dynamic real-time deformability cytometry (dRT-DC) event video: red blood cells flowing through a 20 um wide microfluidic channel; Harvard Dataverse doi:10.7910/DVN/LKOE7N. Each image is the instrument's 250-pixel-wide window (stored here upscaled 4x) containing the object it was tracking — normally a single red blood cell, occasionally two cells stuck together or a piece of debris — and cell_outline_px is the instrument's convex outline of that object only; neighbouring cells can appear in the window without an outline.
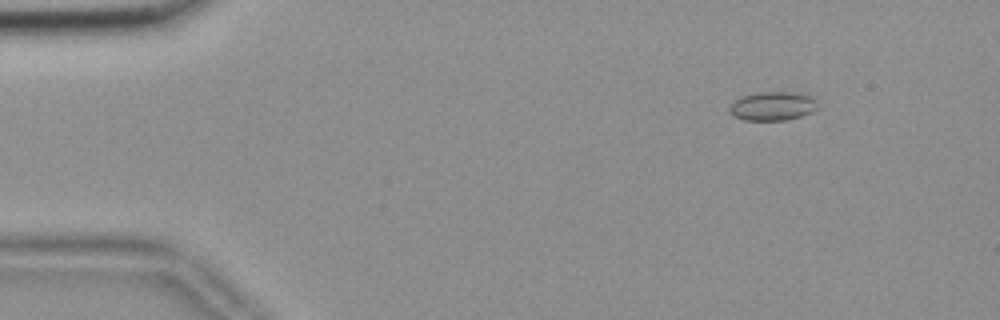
{"species": "common noctule bat (a hibernating species)", "species_latin": "Nyctalus noctula", "temperature_condition": "room temperature", "stored_images_in_passage": 56, "camera_frame_rate_fps": 3000, "um_per_image_px": 0.085, "animal": {"sex": "female", "body_mass_g": 18.4}, "frame": {"image": 1, "passage_image": 7, "time_ms": 2.0, "image_size_px": [1000, 320], "cell_outline_px": [[816, 108], [812, 112], [800, 116], [784, 120], [744, 120], [736, 116], [728, 108], [736, 100], [744, 96], [756, 92], [792, 92], [808, 96], [816, 100]], "centroid_in_image_um": [65.68, 9.02], "position_along_channel_um": 19.3, "area_um2": 14.39}}
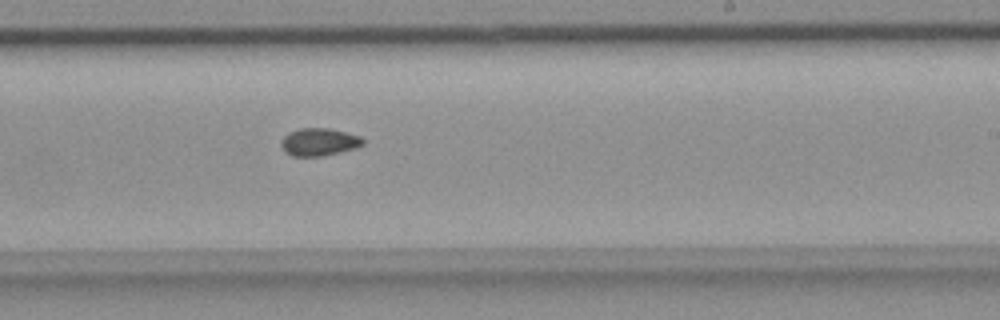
{"frame": {"image": 2, "passage_image": 34, "time_ms": 11.0, "image_size_px": [1000, 320], "cell_outline_px": [[364, 144], [340, 152], [320, 156], [292, 156], [284, 152], [280, 144], [284, 136], [288, 132], [300, 128], [328, 128], [360, 136], [364, 140]], "centroid_in_image_um": [27.07, 12.06], "position_along_channel_um": 261.9, "area_um2": 13.06}}
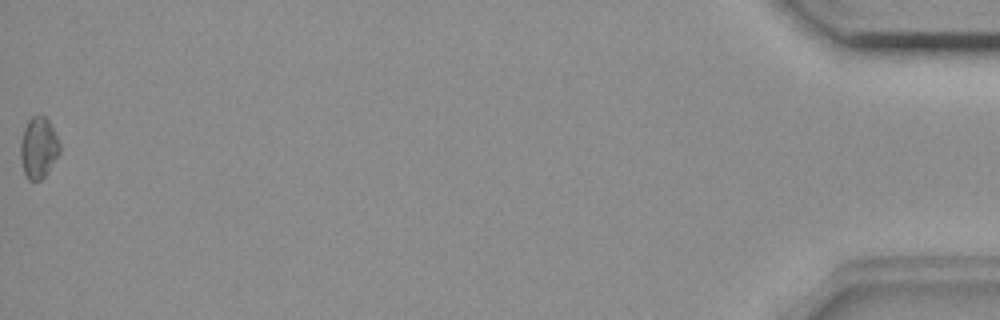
{"frame": {"image": 3, "passage_image": 56, "time_ms": 18.333, "image_size_px": [1000, 320], "cell_outline_px": [[60, 152], [44, 176], [40, 180], [28, 180], [24, 172], [20, 160], [20, 140], [24, 128], [28, 120], [32, 116], [44, 116], [48, 120], [60, 144]], "centroid_in_image_um": [3.24, 12.56], "position_along_channel_um": 432.0, "area_um2": 13.81}, "authors_computed_cell_mechanics": {"area_um2": 13.2362, "velocity_mm_per_s": 3.685, "shape_relaxation_time_tau1_ms": null, "shape_relaxation_time_tau2_ms": 3.5348, "deformation_change_tau1": null, "deformation_change_tau2": 0.0592}}